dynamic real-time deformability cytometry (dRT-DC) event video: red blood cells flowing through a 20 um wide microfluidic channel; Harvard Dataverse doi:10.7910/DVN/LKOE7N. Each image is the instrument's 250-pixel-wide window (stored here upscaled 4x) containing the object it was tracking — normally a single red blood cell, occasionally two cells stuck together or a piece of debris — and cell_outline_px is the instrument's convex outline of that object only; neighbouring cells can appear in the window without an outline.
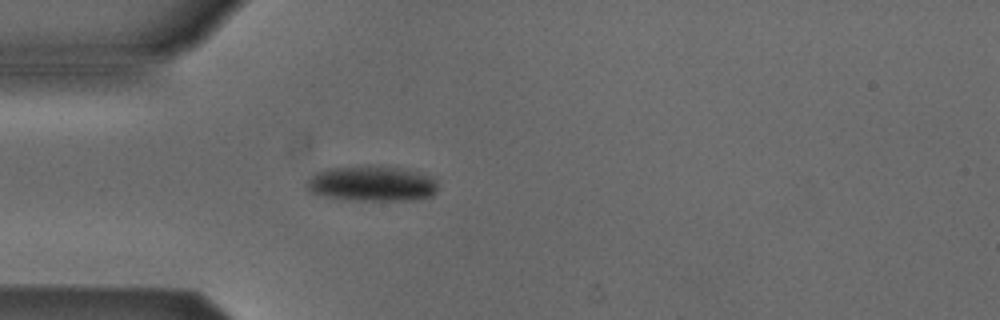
{"species": "Egyptian fruit bat (a non-hibernating species)", "species_latin": "Rousettus aegyptiacus", "temperature_condition": "cold", "stored_images_in_passage": 3, "camera_frame_rate_fps": 3000, "um_per_image_px": 0.085, "animal": {"sex": "male"}, "frame": {"image": 1, "passage_image": 3, "time_ms": 2.333, "image_size_px": [1000, 320], "cell_outline_px": [[436, 192], [432, 196], [412, 200], [348, 200], [324, 196], [308, 192], [308, 180], [316, 172], [328, 168], [368, 164], [408, 168], [432, 176], [436, 180]], "centroid_in_image_um": [31.64, 15.58], "position_along_channel_um": 53.4, "area_um2": 27.63}}